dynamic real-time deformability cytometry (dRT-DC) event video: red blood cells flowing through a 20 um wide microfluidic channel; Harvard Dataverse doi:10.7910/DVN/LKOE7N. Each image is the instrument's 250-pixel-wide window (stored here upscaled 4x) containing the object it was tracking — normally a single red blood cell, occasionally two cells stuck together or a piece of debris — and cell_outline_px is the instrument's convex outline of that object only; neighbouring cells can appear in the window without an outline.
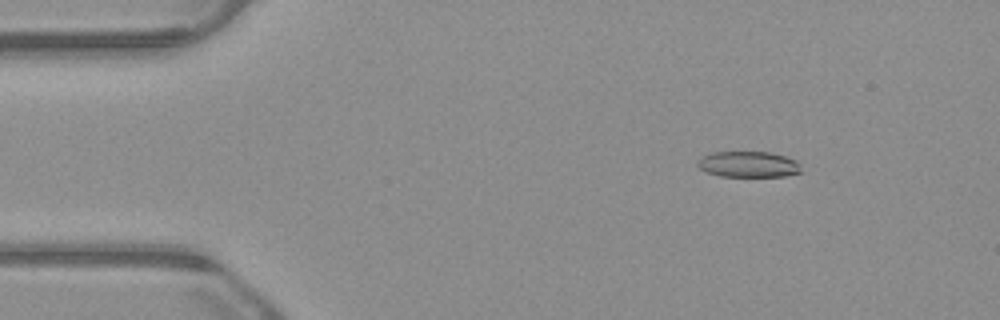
{"species": "common noctule bat (a hibernating species)", "species_latin": "Nyctalus noctula", "temperature_condition": "warm", "stored_images_in_passage": 54, "camera_frame_rate_fps": 3000, "um_per_image_px": 0.085, "animal": {"sex": "male", "body_mass_g": 23.1, "forearm_length_mm": 52.7}, "frame": {"image": 1, "passage_image": 8, "time_ms": 2.333, "image_size_px": [1000, 320], "cell_outline_px": [[804, 172], [784, 176], [720, 176], [704, 172], [696, 164], [704, 156], [712, 152], [772, 152], [796, 160], [800, 164]], "centroid_in_image_um": [63.66, 13.97], "position_along_channel_um": 21.3, "area_um2": 15.72}}
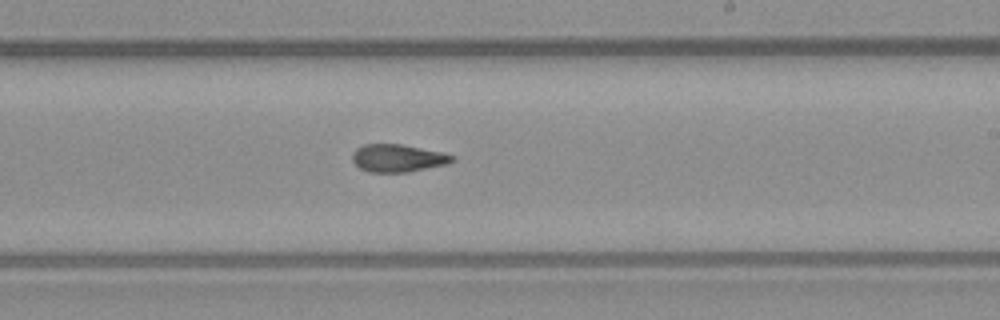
{"frame": {"image": 2, "passage_image": 32, "time_ms": 10.333, "image_size_px": [1000, 320], "cell_outline_px": [[456, 160], [448, 164], [408, 172], [368, 172], [360, 168], [352, 160], [352, 152], [356, 148], [364, 144], [400, 144], [444, 152], [456, 156]], "centroid_in_image_um": [33.85, 13.44], "position_along_channel_um": 255.2, "area_um2": 16.3}}
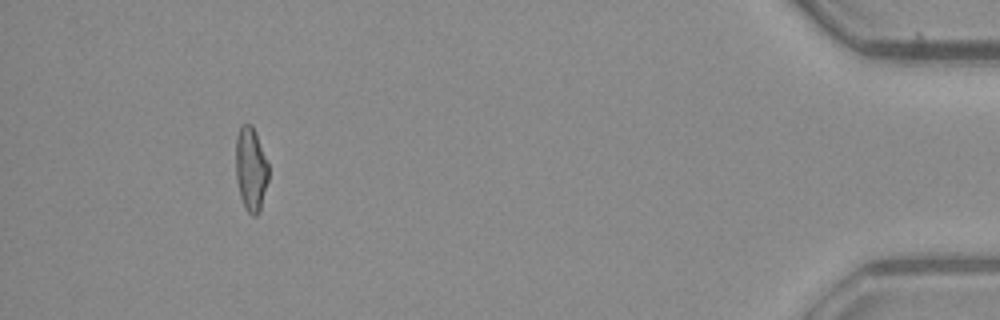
{"frame": {"image": 3, "passage_image": 50, "time_ms": 16.333, "image_size_px": [1000, 320], "cell_outline_px": [[268, 180], [260, 212], [256, 216], [252, 216], [244, 208], [240, 196], [236, 180], [236, 136], [240, 124], [252, 124], [256, 132], [268, 164]], "centroid_in_image_um": [21.32, 14.38], "position_along_channel_um": 413.9, "area_um2": 16.24}, "authors_computed_cell_mechanics": {"area_um2": 16.5886, "velocity_mm_per_s": 3.8769, "shape_relaxation_time_tau1_ms": null, "shape_relaxation_time_tau2_ms": 3.3688, "deformation_change_tau1": null, "deformation_change_tau2": 0.107}}